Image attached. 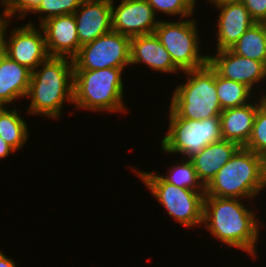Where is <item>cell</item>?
Instances as JSON below:
<instances>
[{
    "label": "cell",
    "instance_id": "cell-1",
    "mask_svg": "<svg viewBox=\"0 0 266 267\" xmlns=\"http://www.w3.org/2000/svg\"><path fill=\"white\" fill-rule=\"evenodd\" d=\"M239 198L204 197V227L223 244L237 247L256 258L259 223L254 210Z\"/></svg>",
    "mask_w": 266,
    "mask_h": 267
},
{
    "label": "cell",
    "instance_id": "cell-16",
    "mask_svg": "<svg viewBox=\"0 0 266 267\" xmlns=\"http://www.w3.org/2000/svg\"><path fill=\"white\" fill-rule=\"evenodd\" d=\"M145 63L152 70L177 73L180 71L154 33L132 37L130 40V65Z\"/></svg>",
    "mask_w": 266,
    "mask_h": 267
},
{
    "label": "cell",
    "instance_id": "cell-4",
    "mask_svg": "<svg viewBox=\"0 0 266 267\" xmlns=\"http://www.w3.org/2000/svg\"><path fill=\"white\" fill-rule=\"evenodd\" d=\"M124 68L74 70L73 104L94 112L126 111L123 104Z\"/></svg>",
    "mask_w": 266,
    "mask_h": 267
},
{
    "label": "cell",
    "instance_id": "cell-28",
    "mask_svg": "<svg viewBox=\"0 0 266 267\" xmlns=\"http://www.w3.org/2000/svg\"><path fill=\"white\" fill-rule=\"evenodd\" d=\"M256 22L266 18V0H240Z\"/></svg>",
    "mask_w": 266,
    "mask_h": 267
},
{
    "label": "cell",
    "instance_id": "cell-24",
    "mask_svg": "<svg viewBox=\"0 0 266 267\" xmlns=\"http://www.w3.org/2000/svg\"><path fill=\"white\" fill-rule=\"evenodd\" d=\"M246 149L266 159V98L259 104Z\"/></svg>",
    "mask_w": 266,
    "mask_h": 267
},
{
    "label": "cell",
    "instance_id": "cell-26",
    "mask_svg": "<svg viewBox=\"0 0 266 267\" xmlns=\"http://www.w3.org/2000/svg\"><path fill=\"white\" fill-rule=\"evenodd\" d=\"M156 15L160 11L166 15H180L181 18L191 17L195 10L196 0H146ZM157 10V11H156Z\"/></svg>",
    "mask_w": 266,
    "mask_h": 267
},
{
    "label": "cell",
    "instance_id": "cell-13",
    "mask_svg": "<svg viewBox=\"0 0 266 267\" xmlns=\"http://www.w3.org/2000/svg\"><path fill=\"white\" fill-rule=\"evenodd\" d=\"M80 46L112 31L111 0L81 2L74 12Z\"/></svg>",
    "mask_w": 266,
    "mask_h": 267
},
{
    "label": "cell",
    "instance_id": "cell-33",
    "mask_svg": "<svg viewBox=\"0 0 266 267\" xmlns=\"http://www.w3.org/2000/svg\"><path fill=\"white\" fill-rule=\"evenodd\" d=\"M6 51H5V48L3 47L1 41H0V67H1V64H2V60L3 58L6 56Z\"/></svg>",
    "mask_w": 266,
    "mask_h": 267
},
{
    "label": "cell",
    "instance_id": "cell-5",
    "mask_svg": "<svg viewBox=\"0 0 266 267\" xmlns=\"http://www.w3.org/2000/svg\"><path fill=\"white\" fill-rule=\"evenodd\" d=\"M183 74L188 77L187 81L175 88L170 108L183 119L220 116L222 108L216 91V72L209 63Z\"/></svg>",
    "mask_w": 266,
    "mask_h": 267
},
{
    "label": "cell",
    "instance_id": "cell-22",
    "mask_svg": "<svg viewBox=\"0 0 266 267\" xmlns=\"http://www.w3.org/2000/svg\"><path fill=\"white\" fill-rule=\"evenodd\" d=\"M216 91L222 110L243 106L249 103L251 94H254L245 84L225 79L217 73Z\"/></svg>",
    "mask_w": 266,
    "mask_h": 267
},
{
    "label": "cell",
    "instance_id": "cell-3",
    "mask_svg": "<svg viewBox=\"0 0 266 267\" xmlns=\"http://www.w3.org/2000/svg\"><path fill=\"white\" fill-rule=\"evenodd\" d=\"M263 188H266V159L240 147L204 188V197L253 199Z\"/></svg>",
    "mask_w": 266,
    "mask_h": 267
},
{
    "label": "cell",
    "instance_id": "cell-11",
    "mask_svg": "<svg viewBox=\"0 0 266 267\" xmlns=\"http://www.w3.org/2000/svg\"><path fill=\"white\" fill-rule=\"evenodd\" d=\"M112 9V30L130 38L154 33L159 20L146 0H121ZM157 20V21H156Z\"/></svg>",
    "mask_w": 266,
    "mask_h": 267
},
{
    "label": "cell",
    "instance_id": "cell-17",
    "mask_svg": "<svg viewBox=\"0 0 266 267\" xmlns=\"http://www.w3.org/2000/svg\"><path fill=\"white\" fill-rule=\"evenodd\" d=\"M266 98L261 95L258 103H247L243 106L223 109L220 114L221 133L225 140L237 143L244 147L251 135L255 116L259 104Z\"/></svg>",
    "mask_w": 266,
    "mask_h": 267
},
{
    "label": "cell",
    "instance_id": "cell-35",
    "mask_svg": "<svg viewBox=\"0 0 266 267\" xmlns=\"http://www.w3.org/2000/svg\"><path fill=\"white\" fill-rule=\"evenodd\" d=\"M262 24L264 25V27L266 29V18L263 20Z\"/></svg>",
    "mask_w": 266,
    "mask_h": 267
},
{
    "label": "cell",
    "instance_id": "cell-31",
    "mask_svg": "<svg viewBox=\"0 0 266 267\" xmlns=\"http://www.w3.org/2000/svg\"><path fill=\"white\" fill-rule=\"evenodd\" d=\"M15 1L16 0H0V5L5 7L3 14H5L14 5Z\"/></svg>",
    "mask_w": 266,
    "mask_h": 267
},
{
    "label": "cell",
    "instance_id": "cell-32",
    "mask_svg": "<svg viewBox=\"0 0 266 267\" xmlns=\"http://www.w3.org/2000/svg\"><path fill=\"white\" fill-rule=\"evenodd\" d=\"M209 1L210 3L214 4L215 6L220 5L222 3H226V2H237L240 0H206Z\"/></svg>",
    "mask_w": 266,
    "mask_h": 267
},
{
    "label": "cell",
    "instance_id": "cell-19",
    "mask_svg": "<svg viewBox=\"0 0 266 267\" xmlns=\"http://www.w3.org/2000/svg\"><path fill=\"white\" fill-rule=\"evenodd\" d=\"M32 71L6 55L0 67V103L8 106L17 98L26 97Z\"/></svg>",
    "mask_w": 266,
    "mask_h": 267
},
{
    "label": "cell",
    "instance_id": "cell-18",
    "mask_svg": "<svg viewBox=\"0 0 266 267\" xmlns=\"http://www.w3.org/2000/svg\"><path fill=\"white\" fill-rule=\"evenodd\" d=\"M239 148L237 143L222 139L205 146L198 154L189 159L204 188Z\"/></svg>",
    "mask_w": 266,
    "mask_h": 267
},
{
    "label": "cell",
    "instance_id": "cell-9",
    "mask_svg": "<svg viewBox=\"0 0 266 267\" xmlns=\"http://www.w3.org/2000/svg\"><path fill=\"white\" fill-rule=\"evenodd\" d=\"M131 38L110 31L80 47L73 58L74 70L125 68L130 65Z\"/></svg>",
    "mask_w": 266,
    "mask_h": 267
},
{
    "label": "cell",
    "instance_id": "cell-2",
    "mask_svg": "<svg viewBox=\"0 0 266 267\" xmlns=\"http://www.w3.org/2000/svg\"><path fill=\"white\" fill-rule=\"evenodd\" d=\"M73 86V59L49 56L32 71L26 96L31 99L28 113L58 119L65 101L73 103Z\"/></svg>",
    "mask_w": 266,
    "mask_h": 267
},
{
    "label": "cell",
    "instance_id": "cell-8",
    "mask_svg": "<svg viewBox=\"0 0 266 267\" xmlns=\"http://www.w3.org/2000/svg\"><path fill=\"white\" fill-rule=\"evenodd\" d=\"M194 19L159 21L154 34L169 53L174 65L181 71L203 67L208 55L199 53V34Z\"/></svg>",
    "mask_w": 266,
    "mask_h": 267
},
{
    "label": "cell",
    "instance_id": "cell-14",
    "mask_svg": "<svg viewBox=\"0 0 266 267\" xmlns=\"http://www.w3.org/2000/svg\"><path fill=\"white\" fill-rule=\"evenodd\" d=\"M49 56L73 59L80 50L74 14L50 18L40 25Z\"/></svg>",
    "mask_w": 266,
    "mask_h": 267
},
{
    "label": "cell",
    "instance_id": "cell-30",
    "mask_svg": "<svg viewBox=\"0 0 266 267\" xmlns=\"http://www.w3.org/2000/svg\"><path fill=\"white\" fill-rule=\"evenodd\" d=\"M0 267H17L14 260L8 258L3 252L0 250Z\"/></svg>",
    "mask_w": 266,
    "mask_h": 267
},
{
    "label": "cell",
    "instance_id": "cell-15",
    "mask_svg": "<svg viewBox=\"0 0 266 267\" xmlns=\"http://www.w3.org/2000/svg\"><path fill=\"white\" fill-rule=\"evenodd\" d=\"M220 14L217 24L216 51L230 49L256 21L241 1L215 6Z\"/></svg>",
    "mask_w": 266,
    "mask_h": 267
},
{
    "label": "cell",
    "instance_id": "cell-27",
    "mask_svg": "<svg viewBox=\"0 0 266 267\" xmlns=\"http://www.w3.org/2000/svg\"><path fill=\"white\" fill-rule=\"evenodd\" d=\"M42 0H16L14 5L4 14L7 20L13 18L16 12H19L18 17L21 19L28 13H32L41 3ZM28 12V13H27Z\"/></svg>",
    "mask_w": 266,
    "mask_h": 267
},
{
    "label": "cell",
    "instance_id": "cell-23",
    "mask_svg": "<svg viewBox=\"0 0 266 267\" xmlns=\"http://www.w3.org/2000/svg\"><path fill=\"white\" fill-rule=\"evenodd\" d=\"M161 177L176 187L204 191V187L199 182L193 164L189 159H183L180 164L172 166L169 175H161Z\"/></svg>",
    "mask_w": 266,
    "mask_h": 267
},
{
    "label": "cell",
    "instance_id": "cell-36",
    "mask_svg": "<svg viewBox=\"0 0 266 267\" xmlns=\"http://www.w3.org/2000/svg\"><path fill=\"white\" fill-rule=\"evenodd\" d=\"M81 2H85V1H95V0H80Z\"/></svg>",
    "mask_w": 266,
    "mask_h": 267
},
{
    "label": "cell",
    "instance_id": "cell-10",
    "mask_svg": "<svg viewBox=\"0 0 266 267\" xmlns=\"http://www.w3.org/2000/svg\"><path fill=\"white\" fill-rule=\"evenodd\" d=\"M9 23L11 22L6 19L1 29V43L6 54L12 60L33 71L49 57L43 29L40 26L38 30L35 24L30 22L16 29L13 28L7 41L5 32Z\"/></svg>",
    "mask_w": 266,
    "mask_h": 267
},
{
    "label": "cell",
    "instance_id": "cell-37",
    "mask_svg": "<svg viewBox=\"0 0 266 267\" xmlns=\"http://www.w3.org/2000/svg\"><path fill=\"white\" fill-rule=\"evenodd\" d=\"M3 107H4V106L0 103V111L2 110Z\"/></svg>",
    "mask_w": 266,
    "mask_h": 267
},
{
    "label": "cell",
    "instance_id": "cell-25",
    "mask_svg": "<svg viewBox=\"0 0 266 267\" xmlns=\"http://www.w3.org/2000/svg\"><path fill=\"white\" fill-rule=\"evenodd\" d=\"M80 0H42L39 6L32 12L35 14H44L40 16V24L44 21L61 15L74 14L80 7Z\"/></svg>",
    "mask_w": 266,
    "mask_h": 267
},
{
    "label": "cell",
    "instance_id": "cell-12",
    "mask_svg": "<svg viewBox=\"0 0 266 267\" xmlns=\"http://www.w3.org/2000/svg\"><path fill=\"white\" fill-rule=\"evenodd\" d=\"M209 65L225 79L240 82L254 90L255 84L266 78V64L235 54L230 49L208 56Z\"/></svg>",
    "mask_w": 266,
    "mask_h": 267
},
{
    "label": "cell",
    "instance_id": "cell-34",
    "mask_svg": "<svg viewBox=\"0 0 266 267\" xmlns=\"http://www.w3.org/2000/svg\"><path fill=\"white\" fill-rule=\"evenodd\" d=\"M5 20H6L5 15L0 14V41H1V29H2V26H3V23L5 22Z\"/></svg>",
    "mask_w": 266,
    "mask_h": 267
},
{
    "label": "cell",
    "instance_id": "cell-29",
    "mask_svg": "<svg viewBox=\"0 0 266 267\" xmlns=\"http://www.w3.org/2000/svg\"><path fill=\"white\" fill-rule=\"evenodd\" d=\"M15 151L16 150L13 147H11L0 137V159L7 157L9 154Z\"/></svg>",
    "mask_w": 266,
    "mask_h": 267
},
{
    "label": "cell",
    "instance_id": "cell-7",
    "mask_svg": "<svg viewBox=\"0 0 266 267\" xmlns=\"http://www.w3.org/2000/svg\"><path fill=\"white\" fill-rule=\"evenodd\" d=\"M169 113L168 133L161 141L166 153H179L183 159H190L205 146L223 139L220 116L190 120L180 118L171 108Z\"/></svg>",
    "mask_w": 266,
    "mask_h": 267
},
{
    "label": "cell",
    "instance_id": "cell-20",
    "mask_svg": "<svg viewBox=\"0 0 266 267\" xmlns=\"http://www.w3.org/2000/svg\"><path fill=\"white\" fill-rule=\"evenodd\" d=\"M232 52L266 64V29L256 22L230 48Z\"/></svg>",
    "mask_w": 266,
    "mask_h": 267
},
{
    "label": "cell",
    "instance_id": "cell-6",
    "mask_svg": "<svg viewBox=\"0 0 266 267\" xmlns=\"http://www.w3.org/2000/svg\"><path fill=\"white\" fill-rule=\"evenodd\" d=\"M138 171V172H137ZM135 170L150 193L164 206L168 215L185 227L203 224L204 191L180 188L165 181L155 172H141Z\"/></svg>",
    "mask_w": 266,
    "mask_h": 267
},
{
    "label": "cell",
    "instance_id": "cell-21",
    "mask_svg": "<svg viewBox=\"0 0 266 267\" xmlns=\"http://www.w3.org/2000/svg\"><path fill=\"white\" fill-rule=\"evenodd\" d=\"M8 108L4 106L0 111V137L17 151L28 140L29 131L27 123L19 116L16 108Z\"/></svg>",
    "mask_w": 266,
    "mask_h": 267
}]
</instances>
